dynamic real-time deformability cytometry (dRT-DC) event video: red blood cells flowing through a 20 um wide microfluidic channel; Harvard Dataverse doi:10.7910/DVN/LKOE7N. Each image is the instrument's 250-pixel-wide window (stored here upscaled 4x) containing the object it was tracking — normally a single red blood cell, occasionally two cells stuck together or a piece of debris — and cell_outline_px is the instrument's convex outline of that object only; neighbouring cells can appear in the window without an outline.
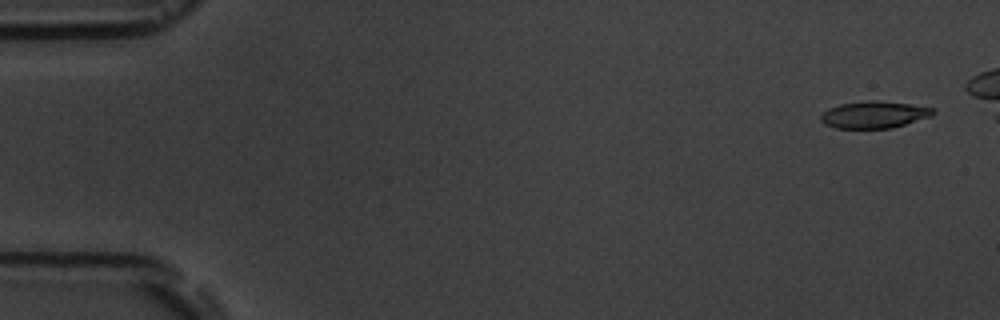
{"species": "common noctule bat (a hibernating species)", "species_latin": "Nyctalus noctula", "temperature_condition": "room temperature", "stored_images_in_passage": 5, "camera_frame_rate_fps": 3000, "um_per_image_px": 0.085, "animal": {"sex": "male", "body_mass_g": 19.5, "forearm_length_mm": 54.6}, "frame": {"image": 1, "passage_image": 1, "time_ms": 0.0, "image_size_px": [1000, 320], "cell_outline_px": [[936, 112], [932, 116], [892, 128], [836, 128], [824, 124], [820, 120], [820, 116], [828, 108], [840, 104], [868, 100], [908, 104], [936, 108]], "centroid_in_image_um": [74.31, 9.75], "position_along_channel_um": 10.7, "area_um2": 17.57}}